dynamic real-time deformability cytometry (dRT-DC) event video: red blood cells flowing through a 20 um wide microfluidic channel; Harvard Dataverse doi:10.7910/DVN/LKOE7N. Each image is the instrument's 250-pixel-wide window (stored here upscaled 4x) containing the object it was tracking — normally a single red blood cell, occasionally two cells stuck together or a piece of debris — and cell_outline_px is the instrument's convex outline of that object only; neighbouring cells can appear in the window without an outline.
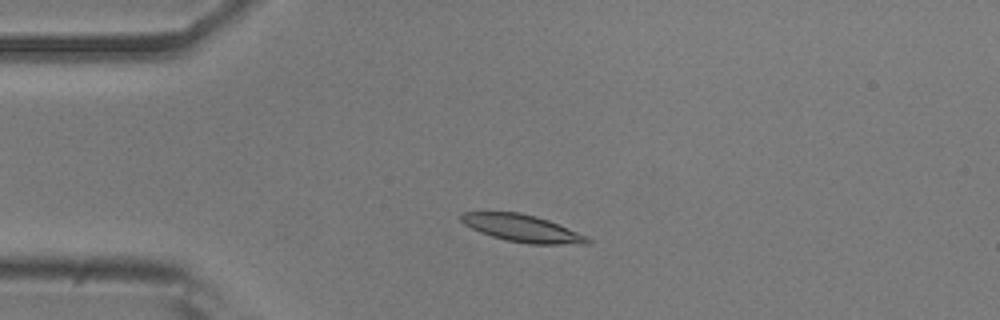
{"species": "common noctule bat (a hibernating species)", "species_latin": "Nyctalus noctula", "temperature_condition": "room temperature", "stored_images_in_passage": 50, "camera_frame_rate_fps": 3000, "um_per_image_px": 0.085, "animal": {"sex": "male", "body_mass_g": 20.5, "forearm_length_mm": 52.5}, "frame": {"image": 1, "passage_image": 9, "time_ms": 2.667, "image_size_px": [1000, 320], "cell_outline_px": [[592, 244], [528, 244], [508, 240], [492, 236], [480, 232], [464, 224], [460, 220], [460, 216], [464, 212], [520, 212], [536, 216], [548, 220], [588, 236], [592, 240]], "centroid_in_image_um": [44.43, 19.41], "position_along_channel_um": 40.6, "area_um2": 20.0}}
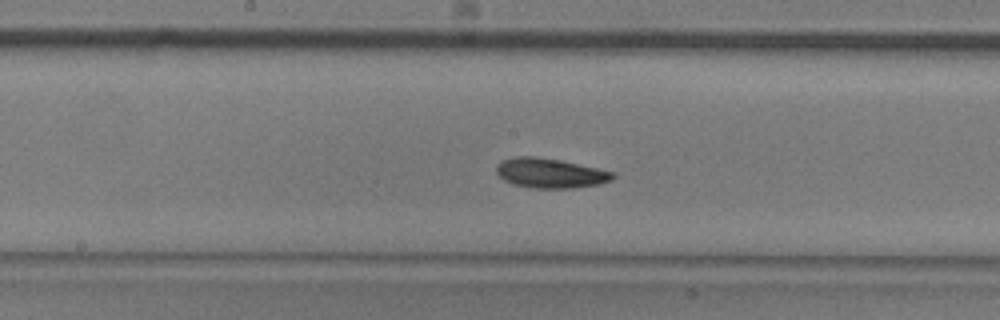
{"frame": {"image": 2, "passage_image": 24, "time_ms": 7.667, "image_size_px": [1000, 320], "cell_outline_px": [[616, 176], [612, 180], [600, 184], [572, 188], [532, 188], [512, 184], [504, 180], [496, 172], [496, 164], [504, 160], [516, 156], [532, 156], [560, 160], [616, 172]], "centroid_in_image_um": [46.79, 14.72], "position_along_channel_um": 201.4, "area_um2": 20.23}}
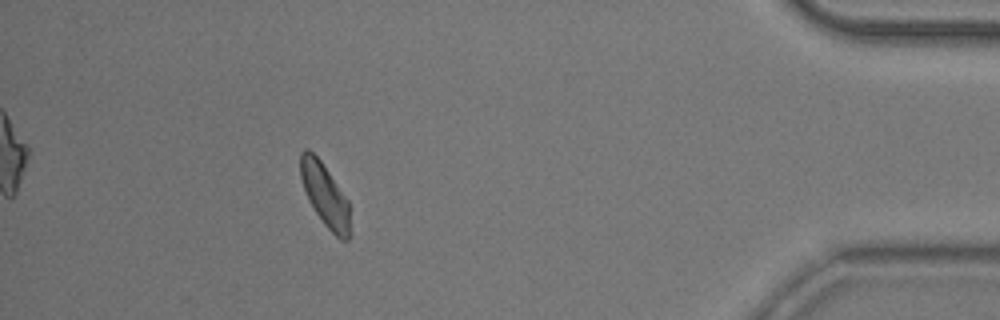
{"frame": {"image": 3, "passage_image": 45, "time_ms": 14.667, "image_size_px": [1000, 320], "cell_outline_px": [[348, 240], [340, 240], [324, 224], [308, 200], [300, 176], [300, 152], [304, 148], [308, 148], [320, 160], [348, 200]], "centroid_in_image_um": [27.58, 16.53], "position_along_channel_um": 407.6, "area_um2": 17.69}, "authors_computed_cell_mechanics": {"area_um2": 19.3052, "velocity_mm_per_s": 3.7041, "shape_relaxation_time_tau1_ms": 3.4421, "shape_relaxation_time_tau2_ms": 3.0485, "deformation_change_tau1": 0.1183, "deformation_change_tau2": 0.0782}}